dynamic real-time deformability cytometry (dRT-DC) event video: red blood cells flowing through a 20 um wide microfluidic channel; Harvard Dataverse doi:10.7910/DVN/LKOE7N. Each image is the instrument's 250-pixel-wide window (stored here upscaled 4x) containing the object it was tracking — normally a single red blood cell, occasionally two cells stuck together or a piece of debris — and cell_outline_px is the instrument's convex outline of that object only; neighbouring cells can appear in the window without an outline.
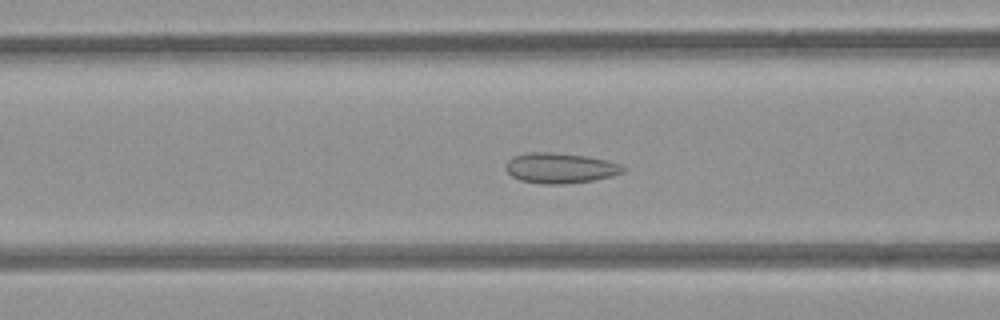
{"species": "common noctule bat (a hibernating species)", "species_latin": "Nyctalus noctula", "temperature_condition": "room temperature", "stored_images_in_passage": 51, "camera_frame_rate_fps": 3000, "um_per_image_px": 0.085, "animal": {"sex": "female", "body_mass_g": 21.9}, "frame": {"image": 1, "passage_image": 18, "time_ms": 5.667, "image_size_px": [1000, 320], "cell_outline_px": [[628, 168], [624, 172], [612, 176], [596, 180], [564, 184], [544, 184], [520, 180], [512, 176], [504, 168], [504, 164], [512, 156], [528, 152], [552, 152], [584, 156], [608, 160], [620, 164]], "centroid_in_image_um": [47.62, 14.28], "position_along_channel_um": 119.0, "area_um2": 20.98}}
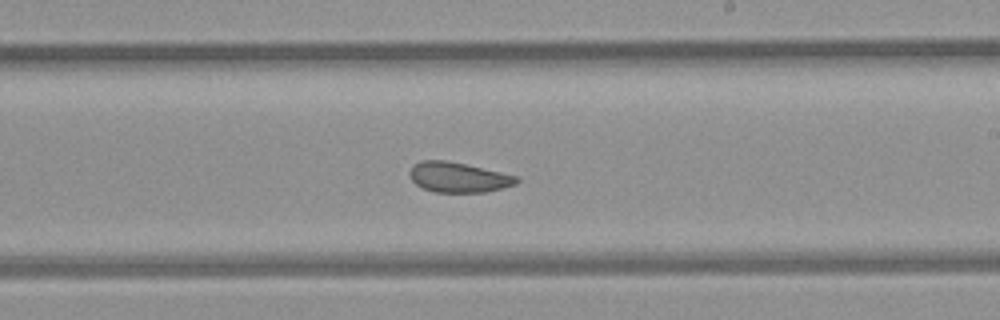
{"frame": {"image": 2, "passage_image": 28, "time_ms": 9.0, "image_size_px": [1000, 320], "cell_outline_px": [[520, 180], [516, 184], [488, 192], [436, 192], [424, 188], [416, 184], [412, 180], [408, 172], [420, 160], [444, 160], [464, 164], [520, 176]], "centroid_in_image_um": [39.0, 15.07], "position_along_channel_um": 250.0, "area_um2": 18.67}}
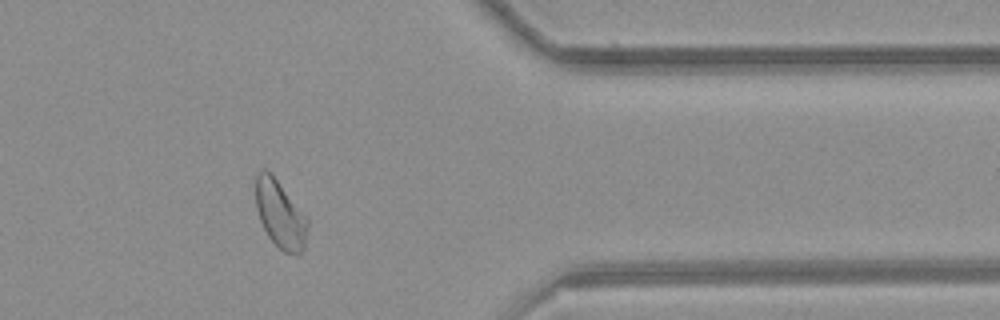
{"frame": {"image": 3, "passage_image": 40, "time_ms": 13.0, "image_size_px": [1000, 320], "cell_outline_px": [[308, 228], [304, 248], [300, 252], [284, 252], [268, 236], [260, 220], [256, 208], [256, 172], [264, 168], [272, 172], [308, 216]], "centroid_in_image_um": [23.83, 18.13], "position_along_channel_um": 387.6, "area_um2": 20.69}, "authors_computed_cell_mechanics": {"area_um2": 20.7502, "velocity_mm_per_s": 3.9322, "shape_relaxation_time_tau1_ms": 7.2784, "shape_relaxation_time_tau2_ms": 1.2301, "deformation_change_tau1": 0.0977, "deformation_change_tau2": 0.0692}}